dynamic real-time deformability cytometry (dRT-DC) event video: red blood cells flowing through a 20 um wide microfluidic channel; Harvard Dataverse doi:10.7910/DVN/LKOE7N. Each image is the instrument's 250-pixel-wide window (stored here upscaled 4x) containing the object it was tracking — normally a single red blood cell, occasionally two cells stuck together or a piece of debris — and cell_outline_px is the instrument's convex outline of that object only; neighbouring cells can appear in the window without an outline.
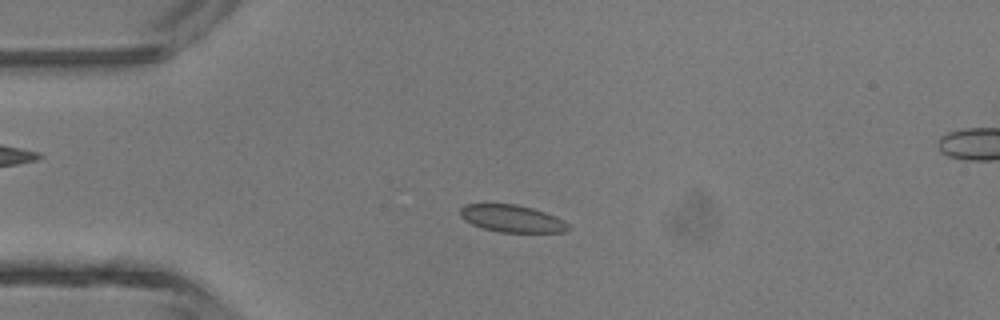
{"species": "common noctule bat (a hibernating species)", "species_latin": "Nyctalus noctula", "temperature_condition": "room temperature", "stored_images_in_passage": 4, "camera_frame_rate_fps": 3000, "um_per_image_px": 0.085, "animal": {"sex": "male", "body_mass_g": 13.3}, "frame": {"image": 1, "passage_image": 3, "time_ms": 2.333, "image_size_px": [1000, 320], "cell_outline_px": [[572, 228], [564, 232], [500, 232], [484, 228], [472, 224], [464, 220], [460, 216], [460, 208], [464, 204], [516, 204], [532, 208], [556, 216], [564, 220]], "centroid_in_image_um": [43.53, 18.58], "position_along_channel_um": 41.5, "area_um2": 17.17}}